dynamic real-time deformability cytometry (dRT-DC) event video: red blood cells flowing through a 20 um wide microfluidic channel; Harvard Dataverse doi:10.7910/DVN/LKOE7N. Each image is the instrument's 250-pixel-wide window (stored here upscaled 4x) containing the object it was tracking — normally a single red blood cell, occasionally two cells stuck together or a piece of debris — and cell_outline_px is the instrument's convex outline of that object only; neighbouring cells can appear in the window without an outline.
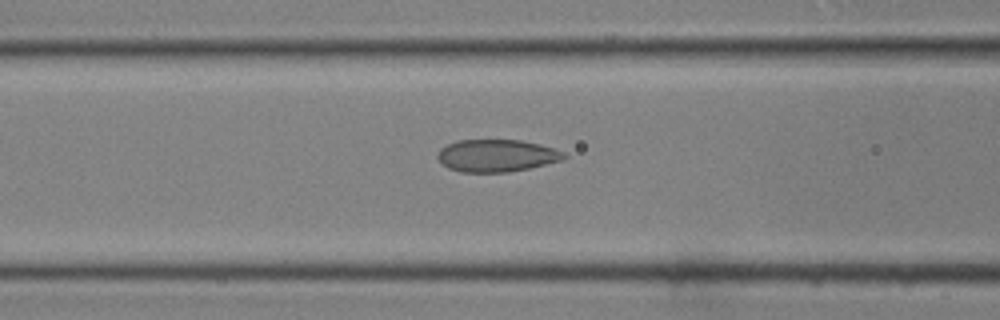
{"species": "common noctule bat (a hibernating species)", "species_latin": "Nyctalus noctula", "temperature_condition": "room temperature", "stored_images_in_passage": 28, "camera_frame_rate_fps": 3000, "um_per_image_px": 0.085, "animal": {"sex": "male", "body_mass_g": 19.0, "forearm_length_mm": 50.8}, "frame": {"image": 1, "passage_image": 6, "time_ms": 1.667, "image_size_px": [1000, 320], "cell_outline_px": [[568, 156], [564, 160], [528, 168], [508, 172], [460, 172], [448, 168], [436, 156], [440, 148], [456, 140], [520, 140], [540, 144], [564, 152]], "centroid_in_image_um": [42.22, 13.22], "position_along_channel_um": 124.4, "area_um2": 23.81}}
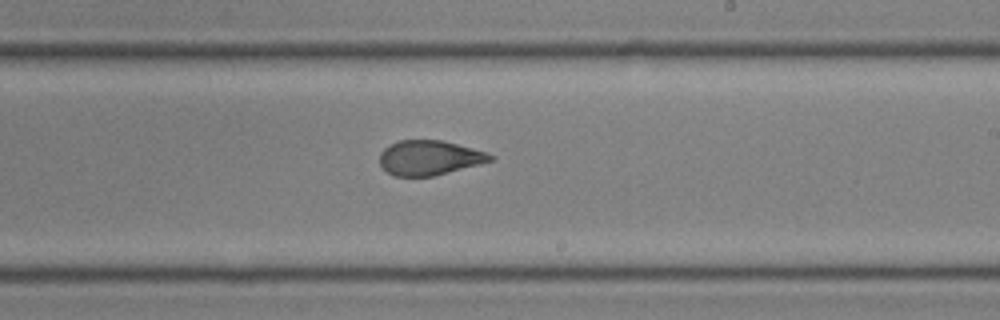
{"frame": {"image": 2, "passage_image": 14, "time_ms": 4.333, "image_size_px": [1000, 320], "cell_outline_px": [[496, 160], [432, 176], [392, 176], [380, 164], [380, 152], [384, 148], [400, 140], [444, 140], [488, 152], [496, 156]], "centroid_in_image_um": [36.55, 13.4], "position_along_channel_um": 252.5, "area_um2": 22.48}}
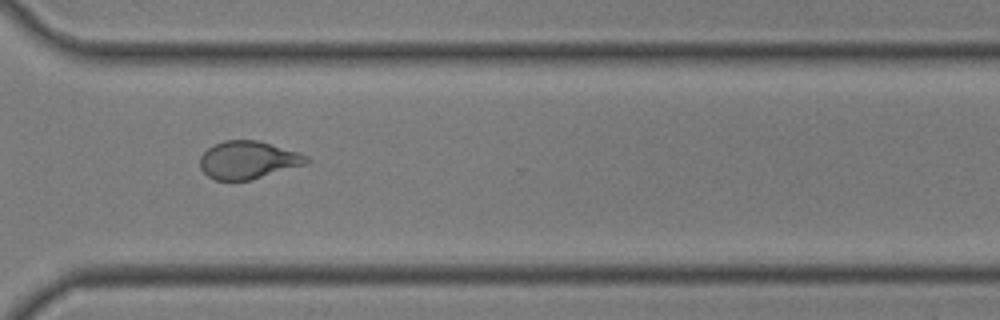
{"frame": {"image": 3, "passage_image": 20, "time_ms": 6.333, "image_size_px": [1000, 320], "cell_outline_px": [[308, 160], [304, 164], [252, 180], [216, 180], [208, 176], [200, 168], [200, 156], [208, 148], [224, 140], [256, 140], [296, 152], [308, 156]], "centroid_in_image_um": [21.03, 13.61], "position_along_channel_um": 349.6, "area_um2": 23.0}}